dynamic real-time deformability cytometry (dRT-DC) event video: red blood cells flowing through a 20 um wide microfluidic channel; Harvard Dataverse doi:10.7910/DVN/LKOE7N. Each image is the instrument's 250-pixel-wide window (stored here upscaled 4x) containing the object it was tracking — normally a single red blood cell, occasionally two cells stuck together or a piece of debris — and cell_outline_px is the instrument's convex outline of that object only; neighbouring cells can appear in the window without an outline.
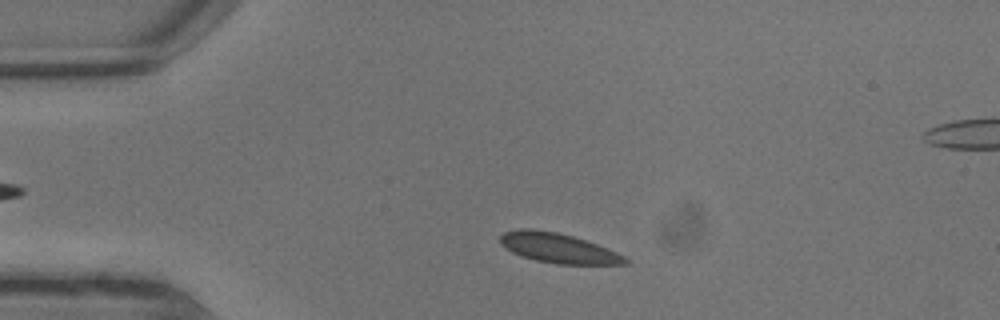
{"species": "common noctule bat (a hibernating species)", "species_latin": "Nyctalus noctula", "temperature_condition": "warm", "stored_images_in_passage": 7, "camera_frame_rate_fps": 3000, "um_per_image_px": 0.085, "animal": {"sex": "male", "body_mass_g": 13.3}, "frame": {"image": 1, "passage_image": 2, "time_ms": 0.333, "image_size_px": [1000, 320], "cell_outline_px": [[632, 260], [628, 264], [556, 264], [536, 260], [520, 256], [504, 248], [500, 244], [500, 236], [504, 232], [516, 228], [532, 228], [556, 232], [572, 236], [608, 248]], "centroid_in_image_um": [47.42, 21.08], "position_along_channel_um": 37.6, "area_um2": 21.85}}
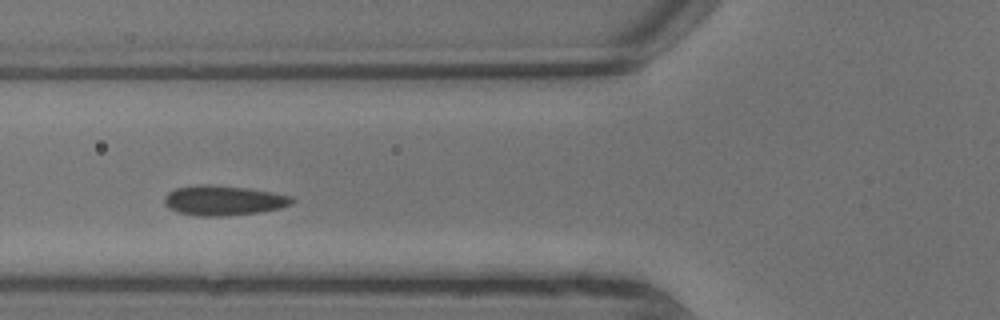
{"frame": {"image": 2, "passage_image": 5, "time_ms": 1.333, "image_size_px": [1000, 320], "cell_outline_px": [[296, 200], [292, 204], [280, 208], [260, 212], [224, 216], [196, 216], [176, 212], [168, 208], [164, 204], [164, 196], [168, 192], [176, 188], [196, 184], [208, 184], [248, 188], [272, 192], [292, 196]], "centroid_in_image_um": [18.98, 17.04], "position_along_channel_um": 106.8, "area_um2": 22.54}}
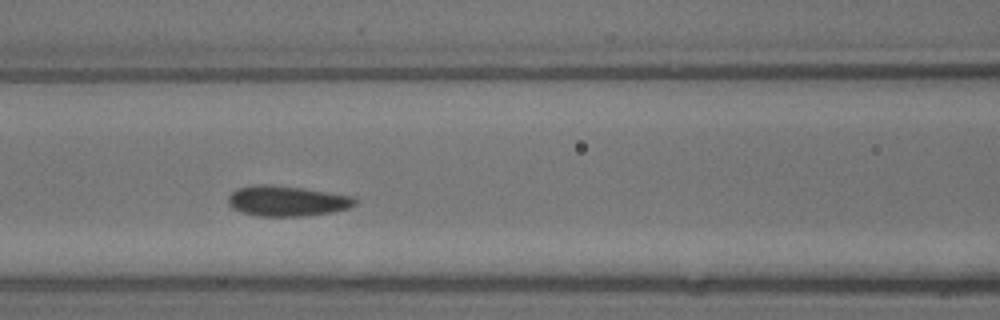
{"frame": {"image": 3, "passage_image": 6, "time_ms": 1.667, "image_size_px": [1000, 320], "cell_outline_px": [[356, 204], [348, 208], [332, 212], [304, 216], [256, 216], [232, 208], [228, 204], [228, 196], [236, 188], [252, 184], [272, 184], [300, 188], [352, 196], [356, 200]], "centroid_in_image_um": [24.34, 17.08], "position_along_channel_um": 142.3, "area_um2": 22.43}}